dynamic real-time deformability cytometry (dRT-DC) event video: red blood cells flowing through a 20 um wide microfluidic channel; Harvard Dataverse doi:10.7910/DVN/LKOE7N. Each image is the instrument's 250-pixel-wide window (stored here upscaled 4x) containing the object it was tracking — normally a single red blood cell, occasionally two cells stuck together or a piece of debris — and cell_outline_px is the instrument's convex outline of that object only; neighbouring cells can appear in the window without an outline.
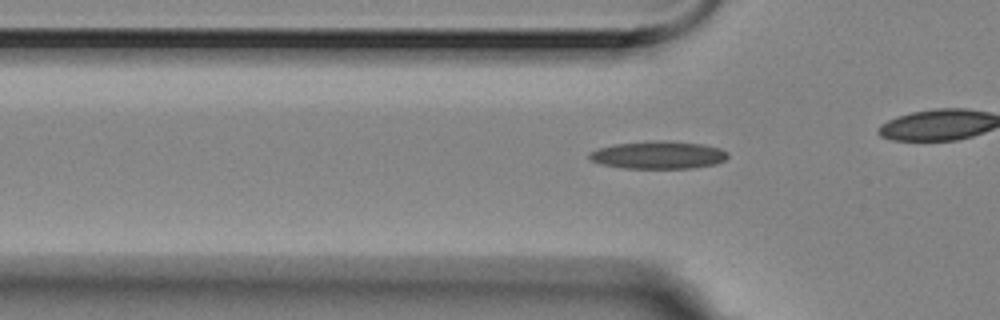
{"species": "Egyptian fruit bat (a non-hibernating species)", "species_latin": "Rousettus aegyptiacus", "temperature_condition": "room temperature", "stored_images_in_passage": 32, "camera_frame_rate_fps": 3000, "um_per_image_px": 0.085, "animal": {"sex": "female"}, "frame": {"image": 1, "passage_image": 5, "time_ms": 1.333, "image_size_px": [1000, 320], "cell_outline_px": [[728, 156], [724, 160], [716, 164], [692, 168], [624, 168], [600, 164], [592, 160], [588, 156], [588, 152], [600, 148], [616, 144], [652, 140], [672, 140], [704, 144], [720, 148], [728, 152]], "centroid_in_image_um": [55.98, 13.16], "position_along_channel_um": 69.8, "area_um2": 22.54}}
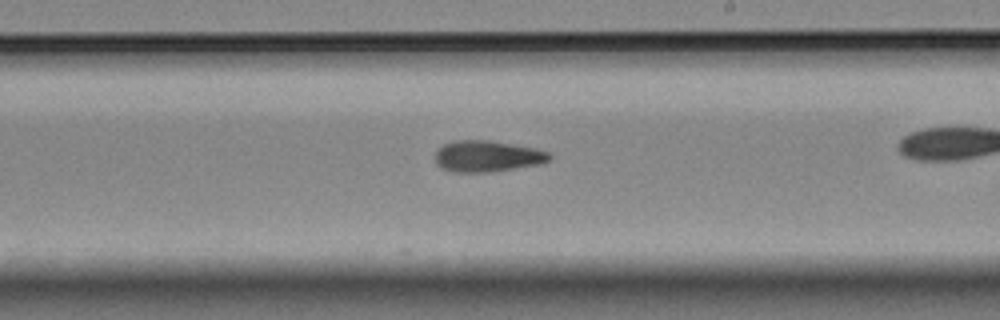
{"frame": {"image": 2, "passage_image": 20, "time_ms": 6.333, "image_size_px": [1000, 320], "cell_outline_px": [[552, 156], [548, 160], [540, 164], [484, 172], [456, 172], [440, 168], [436, 164], [436, 152], [444, 144], [452, 140], [492, 140], [536, 148], [548, 152]], "centroid_in_image_um": [41.4, 13.26], "position_along_channel_um": 247.6, "area_um2": 20.69}}
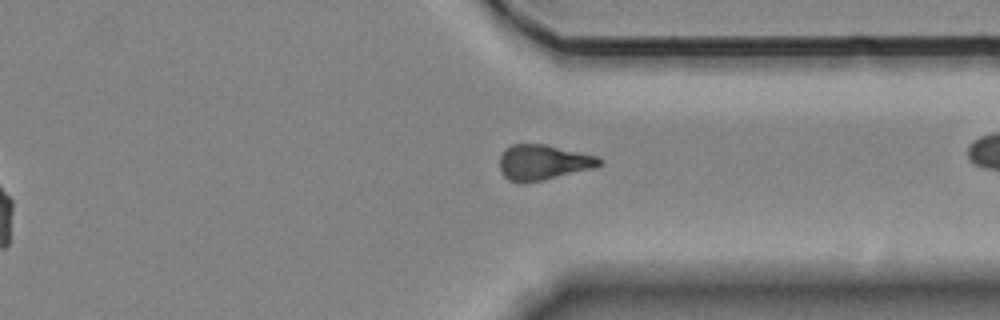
{"frame": {"image": 3, "passage_image": 30, "time_ms": 9.667, "image_size_px": [1000, 320], "cell_outline_px": [[604, 164], [592, 168], [540, 180], [508, 180], [504, 176], [500, 168], [500, 156], [504, 148], [512, 144], [544, 144], [596, 156], [604, 160]], "centroid_in_image_um": [46.17, 13.76], "position_along_channel_um": 365.2, "area_um2": 19.88}}